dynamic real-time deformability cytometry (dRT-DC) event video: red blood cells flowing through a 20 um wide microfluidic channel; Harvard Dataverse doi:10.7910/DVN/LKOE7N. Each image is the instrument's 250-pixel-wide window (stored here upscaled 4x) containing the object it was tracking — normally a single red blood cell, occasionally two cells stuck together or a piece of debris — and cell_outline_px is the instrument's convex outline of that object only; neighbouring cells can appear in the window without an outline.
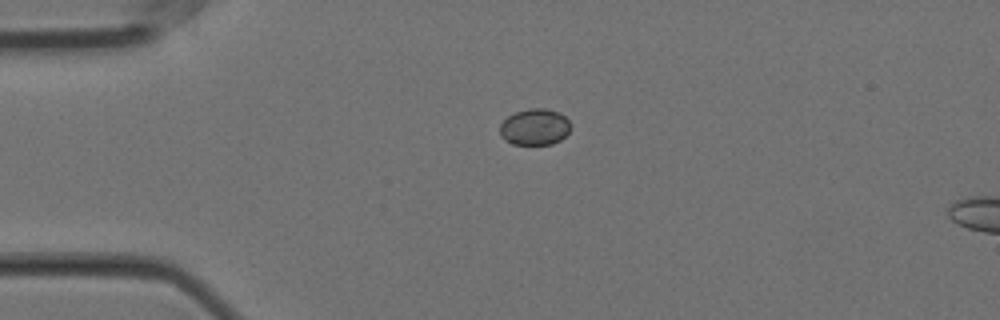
{"species": "Egyptian fruit bat (a non-hibernating species)", "species_latin": "Rousettus aegyptiacus", "temperature_condition": "cold", "stored_images_in_passage": 44, "camera_frame_rate_fps": 3000, "um_per_image_px": 0.085, "animal": {"sex": "female"}, "frame": {"image": 1, "passage_image": 1, "time_ms": 0.0, "image_size_px": [1000, 320], "cell_outline_px": [[572, 128], [560, 140], [552, 144], [512, 144], [504, 140], [500, 136], [500, 124], [508, 116], [516, 112], [528, 108], [544, 108], [556, 112], [564, 116], [572, 124]], "centroid_in_image_um": [45.45, 10.8], "position_along_channel_um": 39.6, "area_um2": 15.03}}
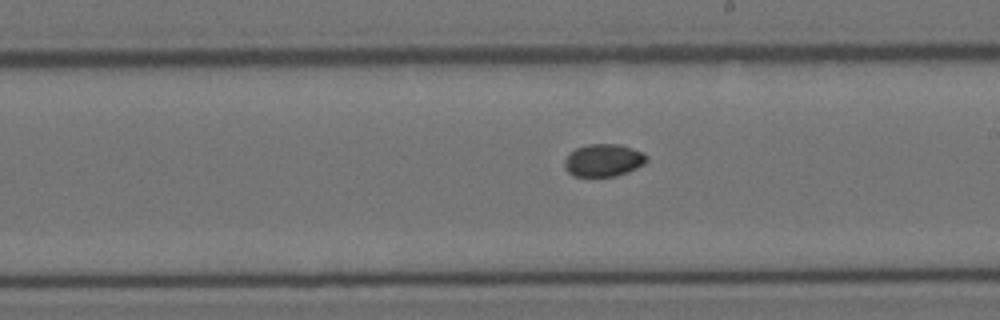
{"frame": {"image": 2, "passage_image": 20, "time_ms": 6.333, "image_size_px": [1000, 320], "cell_outline_px": [[648, 160], [644, 164], [628, 172], [616, 176], [572, 176], [564, 168], [564, 160], [568, 152], [576, 148], [588, 144], [620, 144], [632, 148], [648, 156]], "centroid_in_image_um": [51.26, 13.62], "position_along_channel_um": 237.7, "area_um2": 15.72}}
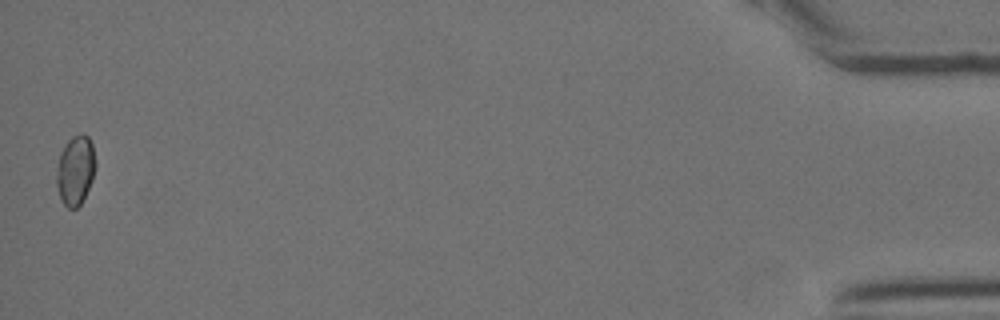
{"frame": {"image": 3, "passage_image": 44, "time_ms": 14.333, "image_size_px": [1000, 320], "cell_outline_px": [[96, 164], [92, 180], [80, 204], [76, 208], [68, 208], [64, 204], [60, 196], [56, 184], [56, 168], [60, 152], [64, 144], [72, 136], [80, 132], [84, 132], [88, 136], [92, 144]], "centroid_in_image_um": [6.4, 14.41], "position_along_channel_um": 428.8, "area_um2": 15.9}, "authors_computed_cell_mechanics": {"area_um2": 15.606, "velocity_mm_per_s": 3.5661, "shape_relaxation_time_tau1_ms": null, "shape_relaxation_time_tau2_ms": 1.754, "deformation_change_tau1": null, "deformation_change_tau2": 0.0216}}